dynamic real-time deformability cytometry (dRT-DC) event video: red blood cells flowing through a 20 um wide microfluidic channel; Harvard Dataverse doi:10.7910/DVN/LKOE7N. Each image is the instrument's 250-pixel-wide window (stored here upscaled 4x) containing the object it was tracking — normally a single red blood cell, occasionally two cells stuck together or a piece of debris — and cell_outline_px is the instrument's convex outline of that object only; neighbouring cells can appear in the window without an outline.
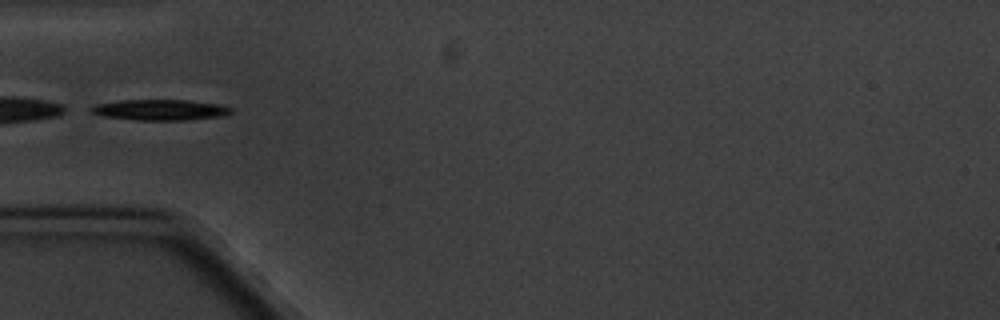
{"species": "common noctule bat (a hibernating species)", "species_latin": "Nyctalus noctula", "temperature_condition": "cold", "stored_images_in_passage": 10, "camera_frame_rate_fps": 3000, "um_per_image_px": 0.085, "animal": {"sex": "male", "body_mass_g": 20.1, "forearm_length_mm": 53.5}, "frame": {"image": 1, "passage_image": 5, "time_ms": 5.667, "image_size_px": [1000, 320], "cell_outline_px": [[232, 112], [228, 116], [184, 120], [136, 120], [100, 116], [88, 112], [88, 108], [92, 104], [120, 100], [188, 100], [220, 104], [232, 108]], "centroid_in_image_um": [13.56, 9.34], "position_along_channel_um": 71.4, "area_um2": 17.4}}